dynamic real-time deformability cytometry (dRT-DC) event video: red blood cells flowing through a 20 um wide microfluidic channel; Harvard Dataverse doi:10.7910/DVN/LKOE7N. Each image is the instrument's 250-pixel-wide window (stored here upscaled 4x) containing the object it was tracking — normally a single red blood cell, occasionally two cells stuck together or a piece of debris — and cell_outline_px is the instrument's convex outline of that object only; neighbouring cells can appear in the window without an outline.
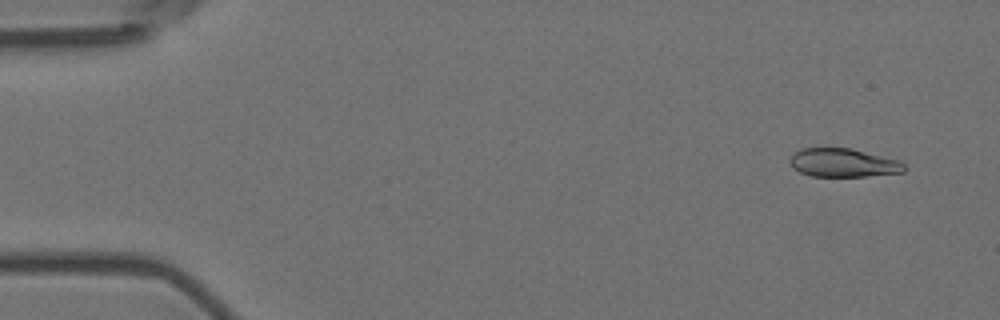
{"species": "Egyptian fruit bat (a non-hibernating species)", "species_latin": "Rousettus aegyptiacus", "temperature_condition": "room temperature", "stored_images_in_passage": 57, "camera_frame_rate_fps": 3000, "um_per_image_px": 0.085, "animal": {"sex": "female"}, "frame": {"image": 1, "passage_image": 4, "time_ms": 1.0, "image_size_px": [1000, 320], "cell_outline_px": [[908, 168], [904, 172], [864, 176], [812, 176], [800, 172], [792, 168], [788, 160], [800, 148], [852, 148], [900, 160]], "centroid_in_image_um": [71.7, 13.83], "position_along_channel_um": 13.3, "area_um2": 19.13}}
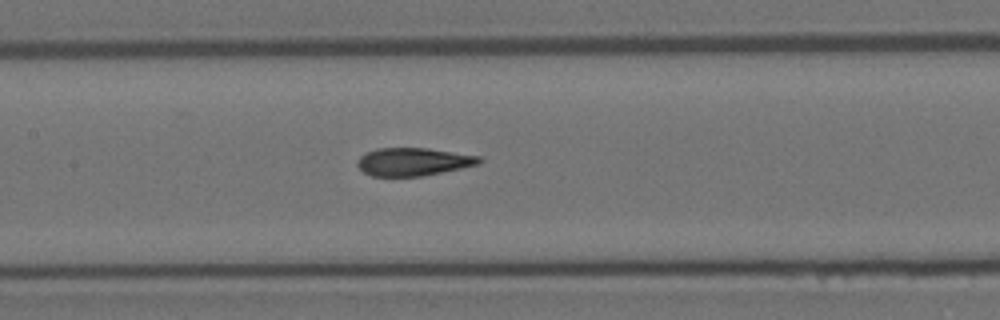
{"frame": {"image": 2, "passage_image": 27, "time_ms": 8.667, "image_size_px": [1000, 320], "cell_outline_px": [[484, 160], [480, 164], [420, 176], [372, 176], [364, 172], [356, 164], [356, 160], [364, 152], [376, 148], [428, 148], [480, 156]], "centroid_in_image_um": [35.1, 13.73], "position_along_channel_um": 172.3, "area_um2": 19.88}}
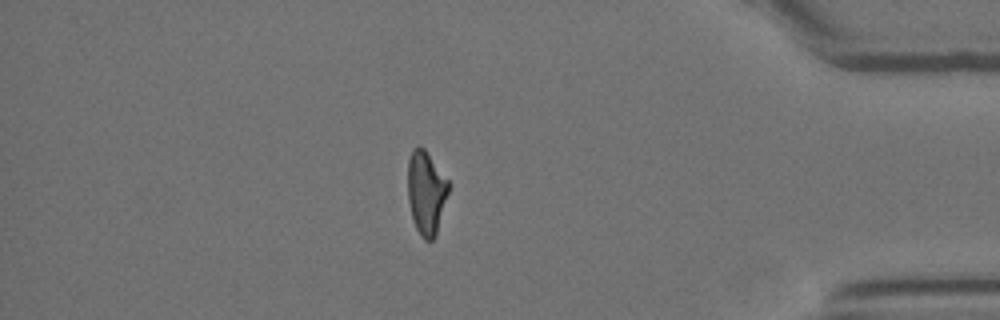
{"frame": {"image": 3, "passage_image": 49, "time_ms": 16.0, "image_size_px": [1000, 320], "cell_outline_px": [[448, 192], [436, 236], [432, 240], [424, 240], [420, 236], [416, 228], [412, 216], [408, 200], [408, 160], [412, 148], [420, 144], [424, 148], [448, 180]], "centroid_in_image_um": [36.21, 16.35], "position_along_channel_um": 399.0, "area_um2": 19.77}, "authors_computed_cell_mechanics": {"area_um2": 20.2878, "velocity_mm_per_s": 3.5875, "shape_relaxation_time_tau1_ms": 7.0295, "shape_relaxation_time_tau2_ms": 1.6937, "deformation_change_tau1": 0.2379, "deformation_change_tau2": 0.0929}}